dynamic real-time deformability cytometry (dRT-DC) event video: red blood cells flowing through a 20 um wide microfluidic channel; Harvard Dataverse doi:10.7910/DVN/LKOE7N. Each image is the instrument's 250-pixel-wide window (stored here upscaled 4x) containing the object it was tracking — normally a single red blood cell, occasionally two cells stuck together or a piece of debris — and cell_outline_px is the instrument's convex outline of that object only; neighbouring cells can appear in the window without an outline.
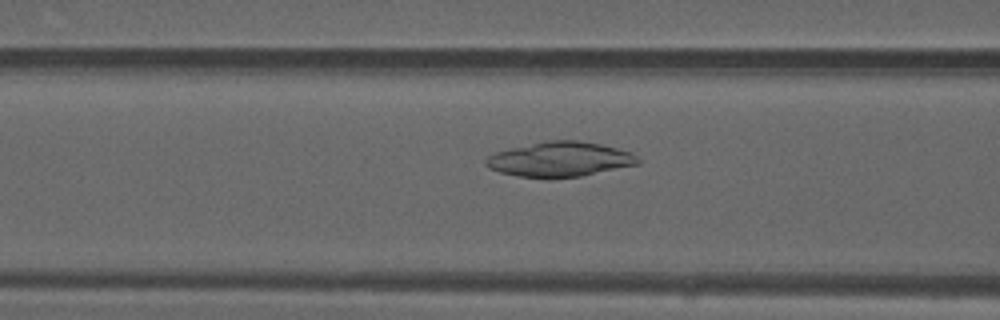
{"species": "common noctule bat (a hibernating species)", "species_latin": "Nyctalus noctula", "temperature_condition": "warm", "stored_images_in_passage": 50, "camera_frame_rate_fps": 3000, "um_per_image_px": 0.085, "animal": {"sex": "male", "forearm_length_mm": 52.5}, "frame": {"image": 1, "passage_image": 20, "time_ms": 6.333, "image_size_px": [1000, 320], "cell_outline_px": [[640, 164], [580, 176], [548, 180], [516, 176], [500, 172], [488, 168], [484, 164], [484, 160], [488, 156], [496, 152], [512, 148], [548, 140], [576, 140], [600, 144], [632, 152], [640, 160]], "centroid_in_image_um": [47.57, 13.57], "position_along_channel_um": 119.0, "area_um2": 31.21}}
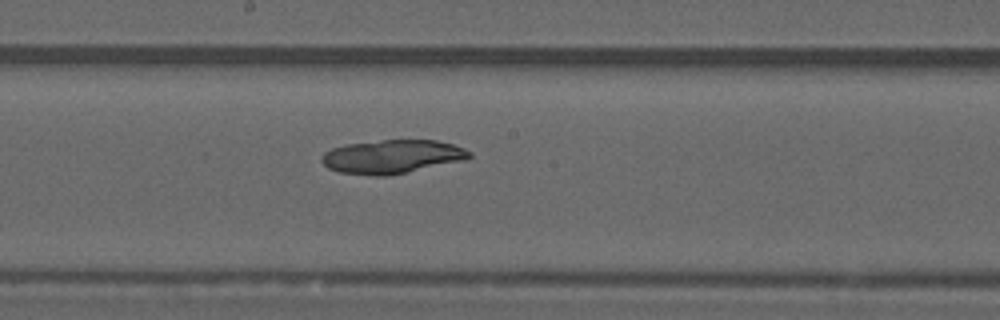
{"frame": {"image": 2, "passage_image": 27, "time_ms": 8.667, "image_size_px": [1000, 320], "cell_outline_px": [[472, 156], [468, 160], [388, 176], [372, 176], [340, 172], [328, 168], [320, 160], [320, 156], [324, 152], [332, 148], [348, 144], [380, 140], [436, 140], [452, 144], [464, 148], [472, 152]], "centroid_in_image_um": [33.36, 13.32], "position_along_channel_um": 214.8, "area_um2": 29.25}}
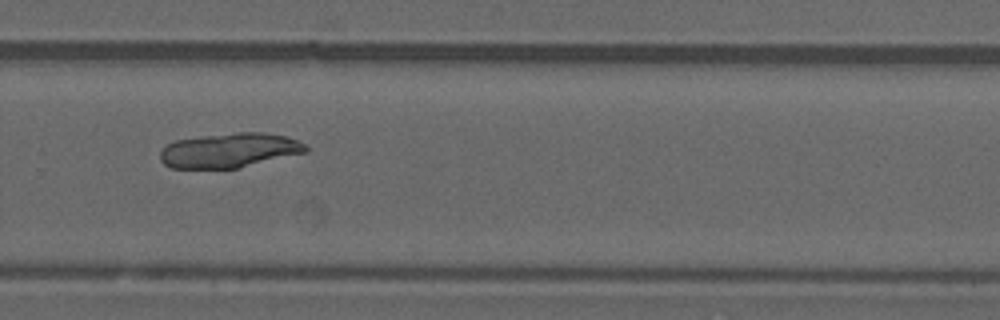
{"frame": {"image": 3, "passage_image": 34, "time_ms": 11.0, "image_size_px": [1000, 320], "cell_outline_px": [[308, 152], [236, 168], [172, 168], [164, 164], [160, 160], [160, 152], [168, 144], [176, 140], [204, 136], [236, 132], [264, 132], [288, 136], [304, 144], [308, 148]], "centroid_in_image_um": [19.52, 12.77], "position_along_channel_um": 310.3, "area_um2": 29.19}}